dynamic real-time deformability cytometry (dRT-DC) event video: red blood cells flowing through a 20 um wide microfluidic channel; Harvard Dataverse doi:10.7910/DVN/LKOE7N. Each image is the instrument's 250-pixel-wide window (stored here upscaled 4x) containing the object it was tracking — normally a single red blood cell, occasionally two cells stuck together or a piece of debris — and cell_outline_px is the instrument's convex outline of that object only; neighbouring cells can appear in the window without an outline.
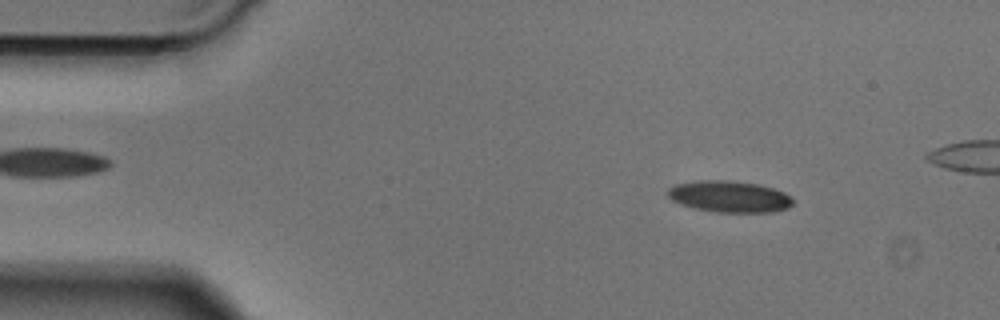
{"species": "Egyptian fruit bat (a non-hibernating species)", "species_latin": "Rousettus aegyptiacus", "temperature_condition": "cold", "stored_images_in_passage": 46, "segment_of_instrument_passage": [1, 2], "camera_frame_rate_fps": 3000, "um_per_image_px": 0.085, "animal": {"sex": "male"}, "frame": {"image": 1, "passage_image": 6, "time_ms": 1.667, "image_size_px": [1000, 320], "cell_outline_px": [[796, 200], [788, 208], [772, 212], [716, 212], [692, 208], [680, 204], [672, 200], [668, 196], [668, 188], [676, 184], [696, 180], [728, 180], [760, 184], [784, 192], [792, 196]], "centroid_in_image_um": [62.02, 16.7], "position_along_channel_um": 23.0, "area_um2": 23.24}}
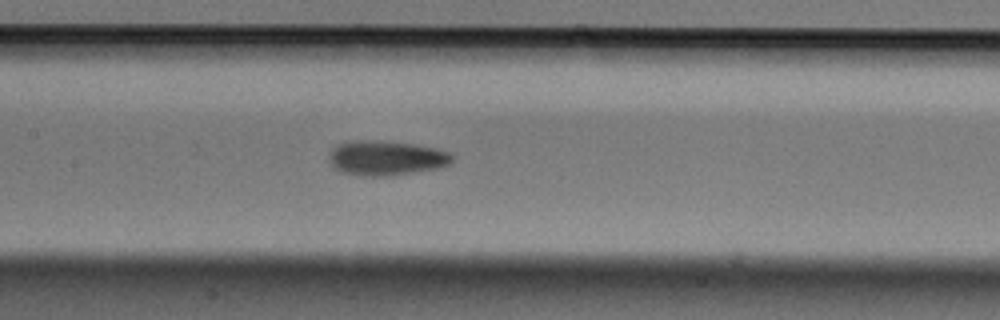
{"frame": {"image": 2, "passage_image": 22, "time_ms": 7.0, "image_size_px": [1000, 320], "cell_outline_px": [[452, 160], [448, 164], [436, 168], [412, 172], [384, 176], [360, 176], [340, 172], [328, 160], [328, 156], [332, 148], [340, 144], [352, 140], [372, 140], [412, 144], [436, 148], [448, 152], [452, 156]], "centroid_in_image_um": [32.76, 13.43], "position_along_channel_um": 174.6, "area_um2": 24.62}}
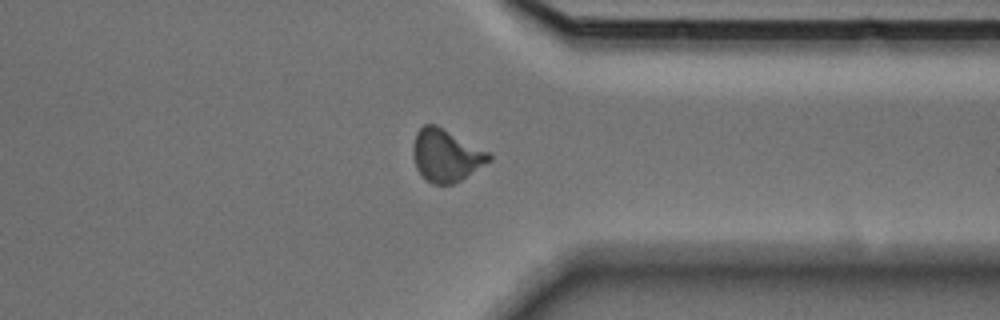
{"frame": {"image": 3, "passage_image": 37, "time_ms": 12.0, "image_size_px": [1000, 320], "cell_outline_px": [[492, 160], [460, 180], [452, 184], [432, 184], [416, 168], [412, 156], [412, 144], [416, 132], [424, 124], [436, 124], [488, 152], [492, 156]], "centroid_in_image_um": [37.88, 13.2], "position_along_channel_um": 373.5, "area_um2": 23.0}}